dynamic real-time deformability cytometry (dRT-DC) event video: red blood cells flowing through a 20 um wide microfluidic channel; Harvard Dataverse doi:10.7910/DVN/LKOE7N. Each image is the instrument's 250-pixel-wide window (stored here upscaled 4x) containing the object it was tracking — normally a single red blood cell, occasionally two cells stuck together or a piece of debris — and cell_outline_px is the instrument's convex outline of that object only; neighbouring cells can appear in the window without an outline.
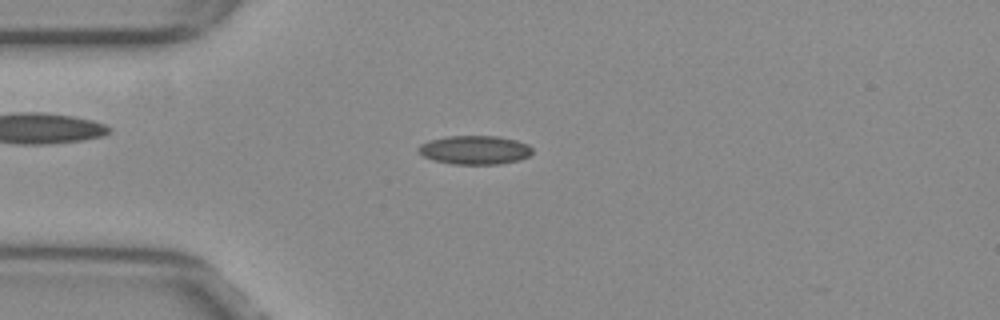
{"species": "common noctule bat (a hibernating species)", "species_latin": "Nyctalus noctula", "temperature_condition": "warm", "stored_images_in_passage": 47, "camera_frame_rate_fps": 3000, "um_per_image_px": 0.085, "animal": {"sex": "female", "body_mass_g": 29.2, "forearm_length_mm": 56.3}, "frame": {"image": 1, "passage_image": 8, "time_ms": 2.333, "image_size_px": [1000, 320], "cell_outline_px": [[532, 152], [528, 156], [520, 160], [500, 164], [452, 164], [432, 160], [424, 156], [416, 148], [420, 144], [428, 140], [448, 136], [500, 136], [516, 140], [528, 144], [532, 148]], "centroid_in_image_um": [40.35, 12.74], "position_along_channel_um": 44.6, "area_um2": 19.25}}
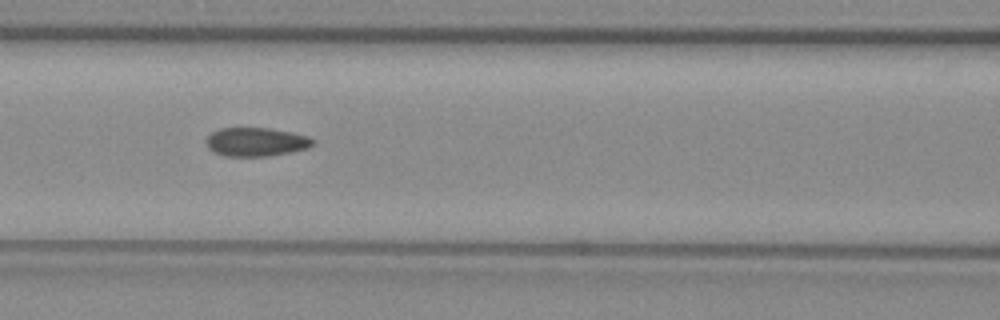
{"frame": {"image": 2, "passage_image": 17, "time_ms": 5.333, "image_size_px": [1000, 320], "cell_outline_px": [[316, 140], [308, 148], [268, 156], [224, 156], [212, 152], [208, 148], [204, 140], [212, 132], [220, 128], [268, 128], [292, 132], [308, 136]], "centroid_in_image_um": [21.73, 12.06], "position_along_channel_um": 144.9, "area_um2": 17.92}}
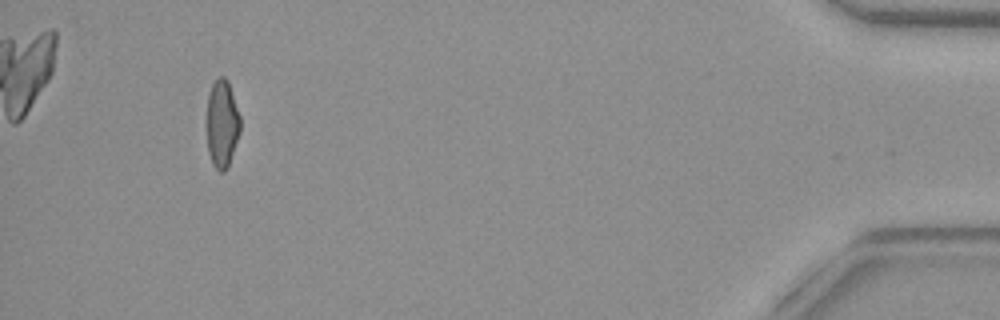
{"frame": {"image": 3, "passage_image": 44, "time_ms": 14.333, "image_size_px": [1000, 320], "cell_outline_px": [[240, 132], [228, 168], [224, 172], [220, 172], [212, 164], [208, 152], [208, 96], [212, 84], [220, 76], [224, 76], [228, 80], [240, 116]], "centroid_in_image_um": [18.9, 10.54], "position_along_channel_um": 416.3, "area_um2": 16.99}, "authors_computed_cell_mechanics": {"area_um2": 18.0914, "velocity_mm_per_s": 3.8799, "shape_relaxation_time_tau1_ms": null, "shape_relaxation_time_tau2_ms": 1.6542, "deformation_change_tau1": null, "deformation_change_tau2": 0.0593}}